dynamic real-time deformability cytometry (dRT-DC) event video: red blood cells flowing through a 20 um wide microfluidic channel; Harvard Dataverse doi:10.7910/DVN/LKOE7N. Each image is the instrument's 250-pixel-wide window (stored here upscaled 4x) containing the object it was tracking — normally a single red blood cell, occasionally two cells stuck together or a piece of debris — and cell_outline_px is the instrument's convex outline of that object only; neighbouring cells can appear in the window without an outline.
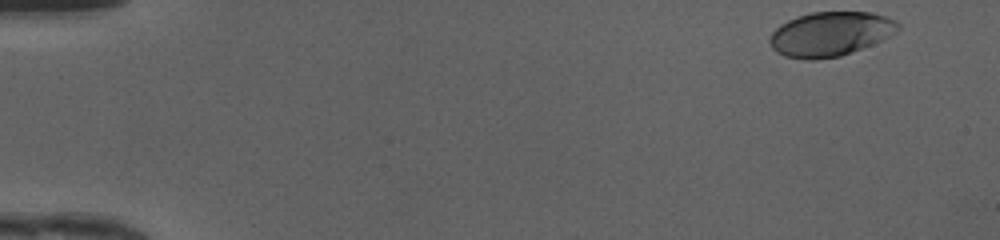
{"species": "human", "species_latin": "Homo sapiens", "temperature_condition": "cold", "stored_images_in_passage": 40, "camera_frame_rate_fps": 3000, "um_per_image_px": 0.085, "donor": {"sex": "female"}, "frame": {"image": 1, "passage_image": 1, "time_ms": 0.0, "image_size_px": [1000, 240], "cell_outline_px": [[900, 28], [896, 32], [872, 44], [852, 52], [840, 56], [816, 60], [804, 60], [784, 56], [776, 52], [772, 48], [768, 40], [772, 32], [780, 24], [796, 16], [812, 12], [872, 12], [888, 16], [896, 20], [900, 24]], "centroid_in_image_um": [70.56, 2.89], "position_along_channel_um": 14.4, "area_um2": 33.47}}
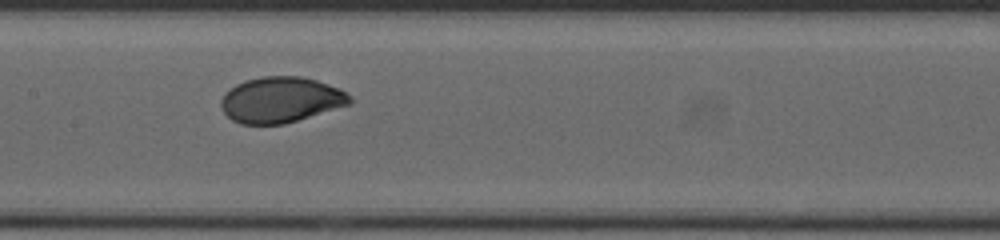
{"frame": {"image": 2, "passage_image": 23, "time_ms": 7.333, "image_size_px": [1000, 240], "cell_outline_px": [[352, 104], [284, 124], [240, 124], [232, 120], [224, 112], [220, 104], [220, 100], [224, 92], [236, 84], [244, 80], [264, 76], [300, 76], [316, 80], [328, 84], [352, 96]], "centroid_in_image_um": [23.85, 8.48], "position_along_channel_um": 183.6, "area_um2": 34.39}}
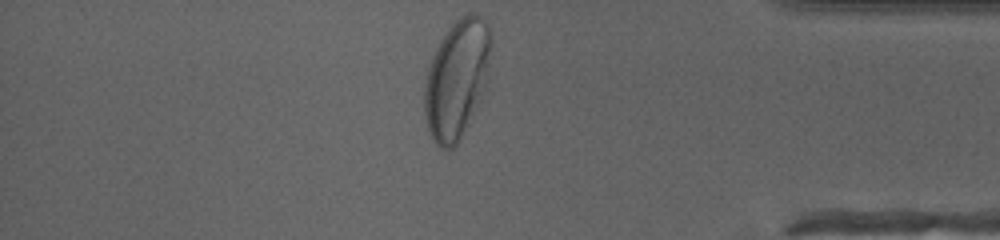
{"frame": {"image": 3, "passage_image": 40, "time_ms": 13.0, "image_size_px": [1000, 240], "cell_outline_px": [[492, 36], [484, 92], [468, 124], [456, 144], [452, 148], [440, 148], [436, 144], [428, 132], [424, 112], [424, 84], [428, 68], [436, 48], [440, 40], [448, 28], [456, 20], [468, 12], [476, 12], [488, 24]], "centroid_in_image_um": [38.82, 6.69], "position_along_channel_um": 396.4, "area_um2": 45.89}, "authors_computed_cell_mechanics": {"area_um2": 34.4777, "velocity_mm_per_s": 4.1824, "shape_relaxation_time_tau1_ms": 2.978, "shape_relaxation_time_tau2_ms": null, "deformation_change_tau1": 0.1543, "deformation_change_tau2": null}}